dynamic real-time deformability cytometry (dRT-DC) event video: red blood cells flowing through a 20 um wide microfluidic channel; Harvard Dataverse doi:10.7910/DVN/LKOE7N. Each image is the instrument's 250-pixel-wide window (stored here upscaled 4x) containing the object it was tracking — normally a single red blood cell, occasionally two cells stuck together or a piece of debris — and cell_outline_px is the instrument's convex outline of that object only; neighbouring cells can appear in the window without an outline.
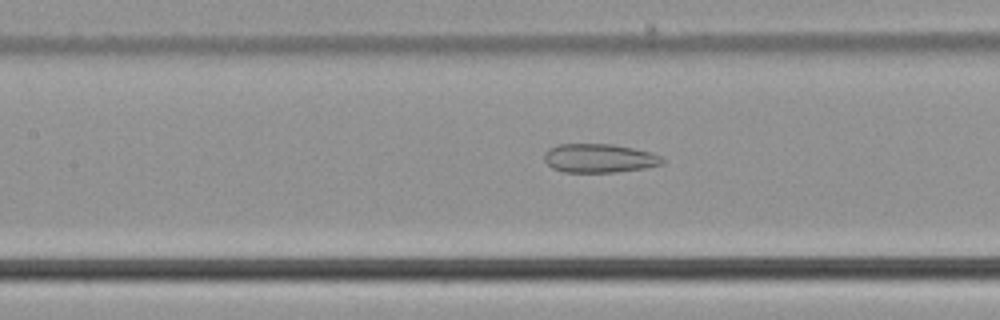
{"species": "common noctule bat (a hibernating species)", "species_latin": "Nyctalus noctula", "temperature_condition": "cold", "stored_images_in_passage": 54, "camera_frame_rate_fps": 3000, "um_per_image_px": 0.085, "animal": {"sex": "male", "body_mass_g": 21.5, "forearm_length_mm": 52.0}, "frame": {"image": 1, "passage_image": 25, "time_ms": 8.0, "image_size_px": [1000, 320], "cell_outline_px": [[664, 164], [644, 168], [616, 172], [564, 172], [552, 168], [544, 160], [544, 152], [548, 148], [556, 144], [612, 144], [632, 148], [664, 156]], "centroid_in_image_um": [50.92, 13.45], "position_along_channel_um": 156.5, "area_um2": 19.94}}
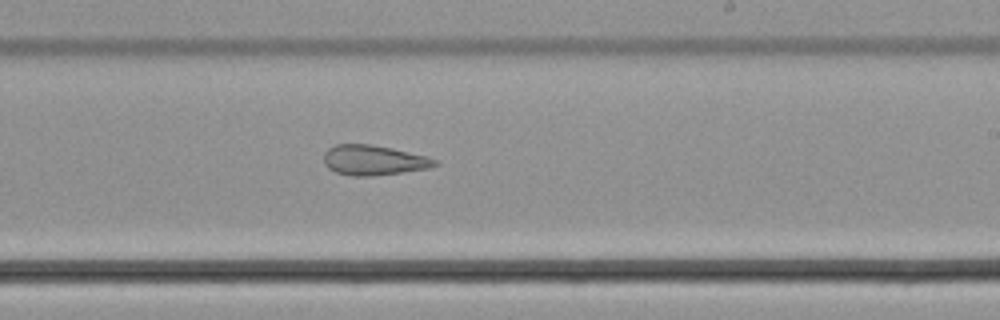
{"frame": {"image": 2, "passage_image": 33, "time_ms": 10.667, "image_size_px": [1000, 320], "cell_outline_px": [[440, 164], [428, 168], [400, 172], [368, 176], [352, 176], [336, 172], [328, 168], [324, 164], [324, 152], [328, 148], [336, 144], [372, 144], [392, 148], [424, 156], [436, 160]], "centroid_in_image_um": [31.71, 13.61], "position_along_channel_um": 257.3, "area_um2": 19.25}}
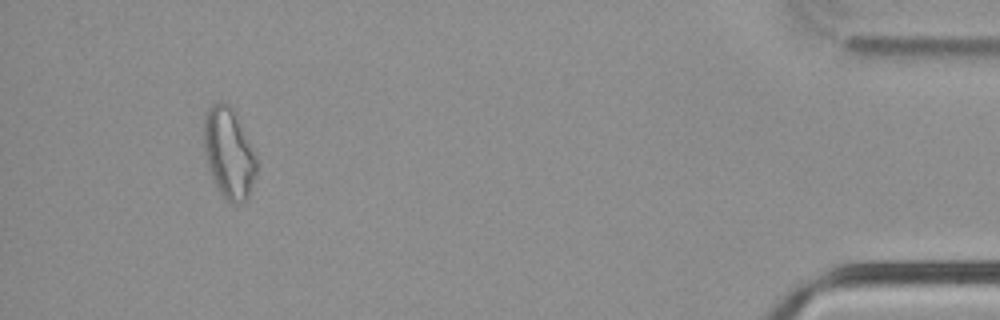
{"frame": {"image": 3, "passage_image": 51, "time_ms": 16.667, "image_size_px": [1000, 320], "cell_outline_px": [[256, 176], [248, 200], [240, 204], [232, 204], [224, 200], [212, 180], [208, 168], [204, 152], [204, 112], [216, 100], [224, 100], [236, 108], [256, 156]], "centroid_in_image_um": [19.45, 12.98], "position_along_channel_um": 415.7, "area_um2": 29.07}, "authors_computed_cell_mechanics": {"area_um2": 24.5361, "velocity_mm_per_s": 3.7931, "shape_relaxation_time_tau1_ms": null, "shape_relaxation_time_tau2_ms": 2.814, "deformation_change_tau1": null, "deformation_change_tau2": 0.1128}}